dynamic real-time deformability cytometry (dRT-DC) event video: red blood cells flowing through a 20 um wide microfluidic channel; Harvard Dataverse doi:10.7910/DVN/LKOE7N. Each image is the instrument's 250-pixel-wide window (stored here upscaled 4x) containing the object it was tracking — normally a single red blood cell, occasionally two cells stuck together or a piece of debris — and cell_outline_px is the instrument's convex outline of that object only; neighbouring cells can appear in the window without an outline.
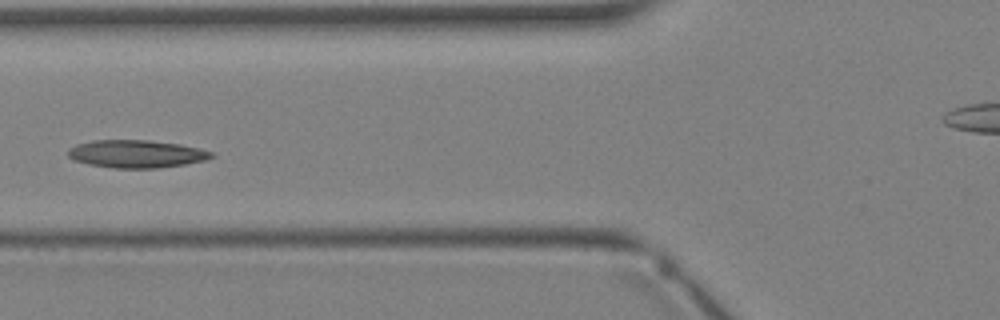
{"species": "Egyptian fruit bat (a non-hibernating species)", "species_latin": "Rousettus aegyptiacus", "temperature_condition": "warm", "stored_images_in_passage": 5, "camera_frame_rate_fps": 3000, "um_per_image_px": 0.085, "animal": {"sex": "female"}, "frame": {"image": 1, "passage_image": 5, "time_ms": 4.667, "image_size_px": [1000, 320], "cell_outline_px": [[216, 156], [204, 160], [184, 164], [160, 168], [112, 168], [88, 164], [72, 160], [68, 156], [68, 148], [76, 144], [92, 140], [148, 140], [180, 144], [200, 148], [212, 152]], "centroid_in_image_um": [11.57, 13.08], "position_along_channel_um": 114.2, "area_um2": 23.35}}